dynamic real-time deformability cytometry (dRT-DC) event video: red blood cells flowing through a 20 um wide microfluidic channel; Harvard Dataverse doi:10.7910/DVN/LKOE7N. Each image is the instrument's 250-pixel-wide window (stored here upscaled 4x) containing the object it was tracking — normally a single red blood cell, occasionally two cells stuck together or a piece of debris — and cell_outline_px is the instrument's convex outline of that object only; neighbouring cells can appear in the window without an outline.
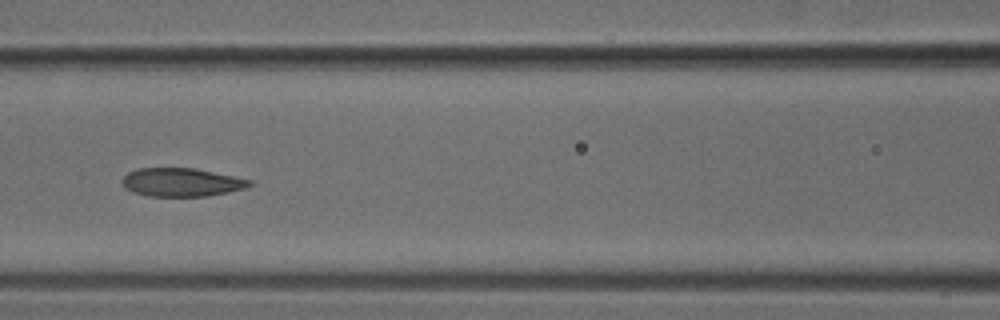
{"species": "common noctule bat (a hibernating species)", "species_latin": "Nyctalus noctula", "temperature_condition": "cold", "stored_images_in_passage": 6, "camera_frame_rate_fps": 3000, "um_per_image_px": 0.085, "animal": {"sex": "male", "body_mass_g": 18.8}, "frame": {"image": 1, "passage_image": 6, "time_ms": 1.667, "image_size_px": [1000, 320], "cell_outline_px": [[252, 184], [244, 188], [228, 192], [208, 196], [148, 196], [132, 192], [124, 188], [120, 184], [120, 180], [128, 172], [136, 168], [196, 168], [252, 180]], "centroid_in_image_um": [15.37, 15.49], "position_along_channel_um": 151.2, "area_um2": 21.27}}